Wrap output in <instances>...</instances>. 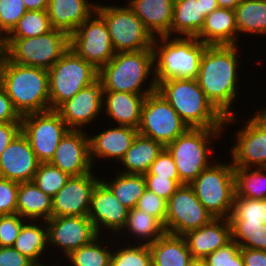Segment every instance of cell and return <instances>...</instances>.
<instances>
[{"label": "cell", "instance_id": "6da1fadb", "mask_svg": "<svg viewBox=\"0 0 266 266\" xmlns=\"http://www.w3.org/2000/svg\"><path fill=\"white\" fill-rule=\"evenodd\" d=\"M239 47L240 45H208L202 55L196 79L206 98L225 117L224 129L232 124H239L240 116L234 109L240 95L238 88L243 86L238 81L242 79V57H239L242 51Z\"/></svg>", "mask_w": 266, "mask_h": 266}, {"label": "cell", "instance_id": "7a4b0ae2", "mask_svg": "<svg viewBox=\"0 0 266 266\" xmlns=\"http://www.w3.org/2000/svg\"><path fill=\"white\" fill-rule=\"evenodd\" d=\"M0 84L21 117L50 110L48 70L23 66L5 56L0 60Z\"/></svg>", "mask_w": 266, "mask_h": 266}, {"label": "cell", "instance_id": "3957f363", "mask_svg": "<svg viewBox=\"0 0 266 266\" xmlns=\"http://www.w3.org/2000/svg\"><path fill=\"white\" fill-rule=\"evenodd\" d=\"M98 80L103 91L141 95L156 91L153 50L115 53L114 57L98 70Z\"/></svg>", "mask_w": 266, "mask_h": 266}, {"label": "cell", "instance_id": "277c9868", "mask_svg": "<svg viewBox=\"0 0 266 266\" xmlns=\"http://www.w3.org/2000/svg\"><path fill=\"white\" fill-rule=\"evenodd\" d=\"M208 45L196 37H155V86L170 79H197L200 62Z\"/></svg>", "mask_w": 266, "mask_h": 266}, {"label": "cell", "instance_id": "5b68a950", "mask_svg": "<svg viewBox=\"0 0 266 266\" xmlns=\"http://www.w3.org/2000/svg\"><path fill=\"white\" fill-rule=\"evenodd\" d=\"M156 90L189 128H224L225 117L206 98L196 79H170Z\"/></svg>", "mask_w": 266, "mask_h": 266}, {"label": "cell", "instance_id": "8992f818", "mask_svg": "<svg viewBox=\"0 0 266 266\" xmlns=\"http://www.w3.org/2000/svg\"><path fill=\"white\" fill-rule=\"evenodd\" d=\"M225 131L224 128H189L165 146L176 164L182 185H190L205 168L213 163L215 159L212 156L220 157V155L214 156L217 146L213 145L217 139L223 138Z\"/></svg>", "mask_w": 266, "mask_h": 266}, {"label": "cell", "instance_id": "52a82bcc", "mask_svg": "<svg viewBox=\"0 0 266 266\" xmlns=\"http://www.w3.org/2000/svg\"><path fill=\"white\" fill-rule=\"evenodd\" d=\"M215 161L190 184L200 203L214 218L229 219L235 197L232 161Z\"/></svg>", "mask_w": 266, "mask_h": 266}, {"label": "cell", "instance_id": "ba28073f", "mask_svg": "<svg viewBox=\"0 0 266 266\" xmlns=\"http://www.w3.org/2000/svg\"><path fill=\"white\" fill-rule=\"evenodd\" d=\"M5 56L12 62L49 70L70 48V35L62 30L30 38H4Z\"/></svg>", "mask_w": 266, "mask_h": 266}, {"label": "cell", "instance_id": "9c48e42d", "mask_svg": "<svg viewBox=\"0 0 266 266\" xmlns=\"http://www.w3.org/2000/svg\"><path fill=\"white\" fill-rule=\"evenodd\" d=\"M97 2L96 12L104 19L115 53L152 49L154 37L142 20L126 4L109 5Z\"/></svg>", "mask_w": 266, "mask_h": 266}, {"label": "cell", "instance_id": "30bf717a", "mask_svg": "<svg viewBox=\"0 0 266 266\" xmlns=\"http://www.w3.org/2000/svg\"><path fill=\"white\" fill-rule=\"evenodd\" d=\"M50 109L56 110L98 80V70L71 48L48 70Z\"/></svg>", "mask_w": 266, "mask_h": 266}, {"label": "cell", "instance_id": "8fae6325", "mask_svg": "<svg viewBox=\"0 0 266 266\" xmlns=\"http://www.w3.org/2000/svg\"><path fill=\"white\" fill-rule=\"evenodd\" d=\"M188 129L187 124L157 90L146 96L137 128L139 135L166 146Z\"/></svg>", "mask_w": 266, "mask_h": 266}, {"label": "cell", "instance_id": "7c38bea8", "mask_svg": "<svg viewBox=\"0 0 266 266\" xmlns=\"http://www.w3.org/2000/svg\"><path fill=\"white\" fill-rule=\"evenodd\" d=\"M69 130L56 110L30 113L21 118V131L40 163L51 161L58 144Z\"/></svg>", "mask_w": 266, "mask_h": 266}, {"label": "cell", "instance_id": "4fadbf2b", "mask_svg": "<svg viewBox=\"0 0 266 266\" xmlns=\"http://www.w3.org/2000/svg\"><path fill=\"white\" fill-rule=\"evenodd\" d=\"M70 48L97 70L115 55L107 25L96 11L70 35Z\"/></svg>", "mask_w": 266, "mask_h": 266}, {"label": "cell", "instance_id": "5bb4252c", "mask_svg": "<svg viewBox=\"0 0 266 266\" xmlns=\"http://www.w3.org/2000/svg\"><path fill=\"white\" fill-rule=\"evenodd\" d=\"M252 111V117L239 119L242 128L232 134L236 141H230L227 156L231 155L234 168H266V123Z\"/></svg>", "mask_w": 266, "mask_h": 266}, {"label": "cell", "instance_id": "9a60e30c", "mask_svg": "<svg viewBox=\"0 0 266 266\" xmlns=\"http://www.w3.org/2000/svg\"><path fill=\"white\" fill-rule=\"evenodd\" d=\"M214 217L200 203L190 185H181L167 201L166 233L183 236L208 223Z\"/></svg>", "mask_w": 266, "mask_h": 266}, {"label": "cell", "instance_id": "2e32d148", "mask_svg": "<svg viewBox=\"0 0 266 266\" xmlns=\"http://www.w3.org/2000/svg\"><path fill=\"white\" fill-rule=\"evenodd\" d=\"M46 225L48 250L54 248L55 251H60L58 255L62 252L60 255L64 258L99 236L88 216L51 217Z\"/></svg>", "mask_w": 266, "mask_h": 266}, {"label": "cell", "instance_id": "e0dca14e", "mask_svg": "<svg viewBox=\"0 0 266 266\" xmlns=\"http://www.w3.org/2000/svg\"><path fill=\"white\" fill-rule=\"evenodd\" d=\"M103 88L99 80L81 89L73 98L62 103L56 111L70 130H84L103 116Z\"/></svg>", "mask_w": 266, "mask_h": 266}, {"label": "cell", "instance_id": "ac0fdd59", "mask_svg": "<svg viewBox=\"0 0 266 266\" xmlns=\"http://www.w3.org/2000/svg\"><path fill=\"white\" fill-rule=\"evenodd\" d=\"M49 163L70 177L96 171L90 157L89 131L69 130L61 139Z\"/></svg>", "mask_w": 266, "mask_h": 266}, {"label": "cell", "instance_id": "d6986e66", "mask_svg": "<svg viewBox=\"0 0 266 266\" xmlns=\"http://www.w3.org/2000/svg\"><path fill=\"white\" fill-rule=\"evenodd\" d=\"M94 172L71 176L62 189L53 197V217L88 216L91 195L100 181Z\"/></svg>", "mask_w": 266, "mask_h": 266}, {"label": "cell", "instance_id": "ffe728a7", "mask_svg": "<svg viewBox=\"0 0 266 266\" xmlns=\"http://www.w3.org/2000/svg\"><path fill=\"white\" fill-rule=\"evenodd\" d=\"M127 215L128 209L119 203L112 191L100 180L92 192L88 213L97 233L104 235L106 230L107 238L110 232L111 236H117L125 226Z\"/></svg>", "mask_w": 266, "mask_h": 266}, {"label": "cell", "instance_id": "44dd1931", "mask_svg": "<svg viewBox=\"0 0 266 266\" xmlns=\"http://www.w3.org/2000/svg\"><path fill=\"white\" fill-rule=\"evenodd\" d=\"M39 164L28 138L21 131L0 155V176L18 183L30 182Z\"/></svg>", "mask_w": 266, "mask_h": 266}, {"label": "cell", "instance_id": "7402d4cb", "mask_svg": "<svg viewBox=\"0 0 266 266\" xmlns=\"http://www.w3.org/2000/svg\"><path fill=\"white\" fill-rule=\"evenodd\" d=\"M113 126L114 124L112 127L108 124L107 129L104 128V131H98L96 132L97 134H89L90 157L94 167H96V161H99L100 158L103 161L108 162V160L112 159L111 161L114 160L119 163L139 134L138 130L133 127Z\"/></svg>", "mask_w": 266, "mask_h": 266}, {"label": "cell", "instance_id": "603a6c76", "mask_svg": "<svg viewBox=\"0 0 266 266\" xmlns=\"http://www.w3.org/2000/svg\"><path fill=\"white\" fill-rule=\"evenodd\" d=\"M217 8V0L174 1L170 36L196 37L205 17Z\"/></svg>", "mask_w": 266, "mask_h": 266}, {"label": "cell", "instance_id": "cb8c5ba5", "mask_svg": "<svg viewBox=\"0 0 266 266\" xmlns=\"http://www.w3.org/2000/svg\"><path fill=\"white\" fill-rule=\"evenodd\" d=\"M183 237L194 259H205L232 240L229 219L214 218L210 223L187 232Z\"/></svg>", "mask_w": 266, "mask_h": 266}, {"label": "cell", "instance_id": "d4e9b609", "mask_svg": "<svg viewBox=\"0 0 266 266\" xmlns=\"http://www.w3.org/2000/svg\"><path fill=\"white\" fill-rule=\"evenodd\" d=\"M147 95L117 91H103V114L115 125L138 128L141 110Z\"/></svg>", "mask_w": 266, "mask_h": 266}, {"label": "cell", "instance_id": "484cf974", "mask_svg": "<svg viewBox=\"0 0 266 266\" xmlns=\"http://www.w3.org/2000/svg\"><path fill=\"white\" fill-rule=\"evenodd\" d=\"M97 2L90 0H49L47 14L54 29L71 35L96 11Z\"/></svg>", "mask_w": 266, "mask_h": 266}, {"label": "cell", "instance_id": "4316f807", "mask_svg": "<svg viewBox=\"0 0 266 266\" xmlns=\"http://www.w3.org/2000/svg\"><path fill=\"white\" fill-rule=\"evenodd\" d=\"M155 37L170 36L174 0H126V3Z\"/></svg>", "mask_w": 266, "mask_h": 266}, {"label": "cell", "instance_id": "83f0119b", "mask_svg": "<svg viewBox=\"0 0 266 266\" xmlns=\"http://www.w3.org/2000/svg\"><path fill=\"white\" fill-rule=\"evenodd\" d=\"M196 38L206 45H239L235 10L217 8L211 12Z\"/></svg>", "mask_w": 266, "mask_h": 266}, {"label": "cell", "instance_id": "f1b7e54d", "mask_svg": "<svg viewBox=\"0 0 266 266\" xmlns=\"http://www.w3.org/2000/svg\"><path fill=\"white\" fill-rule=\"evenodd\" d=\"M165 233L164 225L156 217L145 211L132 208L128 210L125 226L115 237H117L118 242L125 241V243L130 242V244L136 242V244L150 245ZM120 234L122 235L121 238L124 236L125 239L119 240ZM129 237L132 241L129 239L127 242Z\"/></svg>", "mask_w": 266, "mask_h": 266}, {"label": "cell", "instance_id": "f546056e", "mask_svg": "<svg viewBox=\"0 0 266 266\" xmlns=\"http://www.w3.org/2000/svg\"><path fill=\"white\" fill-rule=\"evenodd\" d=\"M16 213L26 220L47 221L53 217V198L32 181L19 183Z\"/></svg>", "mask_w": 266, "mask_h": 266}, {"label": "cell", "instance_id": "4dcf8cb0", "mask_svg": "<svg viewBox=\"0 0 266 266\" xmlns=\"http://www.w3.org/2000/svg\"><path fill=\"white\" fill-rule=\"evenodd\" d=\"M12 247L36 266L46 264L43 261L46 259L44 254L49 252L46 221L26 220Z\"/></svg>", "mask_w": 266, "mask_h": 266}, {"label": "cell", "instance_id": "1f68e13d", "mask_svg": "<svg viewBox=\"0 0 266 266\" xmlns=\"http://www.w3.org/2000/svg\"><path fill=\"white\" fill-rule=\"evenodd\" d=\"M164 148L162 143L138 134L119 162L123 170L116 172L144 175Z\"/></svg>", "mask_w": 266, "mask_h": 266}, {"label": "cell", "instance_id": "d6a6232c", "mask_svg": "<svg viewBox=\"0 0 266 266\" xmlns=\"http://www.w3.org/2000/svg\"><path fill=\"white\" fill-rule=\"evenodd\" d=\"M149 248L152 266H189L193 260L183 236L165 233Z\"/></svg>", "mask_w": 266, "mask_h": 266}, {"label": "cell", "instance_id": "836d02e7", "mask_svg": "<svg viewBox=\"0 0 266 266\" xmlns=\"http://www.w3.org/2000/svg\"><path fill=\"white\" fill-rule=\"evenodd\" d=\"M238 43L241 36L266 35V0H242L235 8Z\"/></svg>", "mask_w": 266, "mask_h": 266}, {"label": "cell", "instance_id": "e575fe53", "mask_svg": "<svg viewBox=\"0 0 266 266\" xmlns=\"http://www.w3.org/2000/svg\"><path fill=\"white\" fill-rule=\"evenodd\" d=\"M105 179H108V177L104 178V175L100 177V180L112 191L119 203L128 210L136 207L138 200L146 190L145 177L141 174L118 172L112 180L111 178Z\"/></svg>", "mask_w": 266, "mask_h": 266}, {"label": "cell", "instance_id": "d590c367", "mask_svg": "<svg viewBox=\"0 0 266 266\" xmlns=\"http://www.w3.org/2000/svg\"><path fill=\"white\" fill-rule=\"evenodd\" d=\"M103 238H106L105 235H99L91 243L85 246H81L79 249L70 252L65 258H63L64 260L67 258L66 261L63 260V262L68 263H63V265L65 266L68 264V266H111V256L113 249L115 248V244L112 241H107V238L105 240H101Z\"/></svg>", "mask_w": 266, "mask_h": 266}, {"label": "cell", "instance_id": "8d00e7d4", "mask_svg": "<svg viewBox=\"0 0 266 266\" xmlns=\"http://www.w3.org/2000/svg\"><path fill=\"white\" fill-rule=\"evenodd\" d=\"M234 178L236 197L266 198V168H234Z\"/></svg>", "mask_w": 266, "mask_h": 266}, {"label": "cell", "instance_id": "74e56055", "mask_svg": "<svg viewBox=\"0 0 266 266\" xmlns=\"http://www.w3.org/2000/svg\"><path fill=\"white\" fill-rule=\"evenodd\" d=\"M54 28L46 10L27 11L4 38H30L46 34Z\"/></svg>", "mask_w": 266, "mask_h": 266}, {"label": "cell", "instance_id": "f35d334b", "mask_svg": "<svg viewBox=\"0 0 266 266\" xmlns=\"http://www.w3.org/2000/svg\"><path fill=\"white\" fill-rule=\"evenodd\" d=\"M109 238V241L113 238V241L116 242L115 245H118L114 246L116 248L112 252L111 266H152L149 245L136 243L132 245L130 243H123L122 241L119 244L114 235L113 237L110 235Z\"/></svg>", "mask_w": 266, "mask_h": 266}, {"label": "cell", "instance_id": "ab89813d", "mask_svg": "<svg viewBox=\"0 0 266 266\" xmlns=\"http://www.w3.org/2000/svg\"><path fill=\"white\" fill-rule=\"evenodd\" d=\"M232 240L241 248L266 251V224L230 221Z\"/></svg>", "mask_w": 266, "mask_h": 266}, {"label": "cell", "instance_id": "60d3db41", "mask_svg": "<svg viewBox=\"0 0 266 266\" xmlns=\"http://www.w3.org/2000/svg\"><path fill=\"white\" fill-rule=\"evenodd\" d=\"M229 221L266 224V198L254 200L235 196Z\"/></svg>", "mask_w": 266, "mask_h": 266}, {"label": "cell", "instance_id": "b9f144b4", "mask_svg": "<svg viewBox=\"0 0 266 266\" xmlns=\"http://www.w3.org/2000/svg\"><path fill=\"white\" fill-rule=\"evenodd\" d=\"M70 176L51 163H40L32 182L45 194L53 198Z\"/></svg>", "mask_w": 266, "mask_h": 266}, {"label": "cell", "instance_id": "7bdbcfd3", "mask_svg": "<svg viewBox=\"0 0 266 266\" xmlns=\"http://www.w3.org/2000/svg\"><path fill=\"white\" fill-rule=\"evenodd\" d=\"M207 266H244L241 247L233 240L205 259Z\"/></svg>", "mask_w": 266, "mask_h": 266}, {"label": "cell", "instance_id": "ee69618b", "mask_svg": "<svg viewBox=\"0 0 266 266\" xmlns=\"http://www.w3.org/2000/svg\"><path fill=\"white\" fill-rule=\"evenodd\" d=\"M26 12L23 0H0V33L5 37Z\"/></svg>", "mask_w": 266, "mask_h": 266}, {"label": "cell", "instance_id": "f6af8a7d", "mask_svg": "<svg viewBox=\"0 0 266 266\" xmlns=\"http://www.w3.org/2000/svg\"><path fill=\"white\" fill-rule=\"evenodd\" d=\"M26 221L23 217L15 214L0 215V246L12 247L19 235L23 223Z\"/></svg>", "mask_w": 266, "mask_h": 266}, {"label": "cell", "instance_id": "bcb514c9", "mask_svg": "<svg viewBox=\"0 0 266 266\" xmlns=\"http://www.w3.org/2000/svg\"><path fill=\"white\" fill-rule=\"evenodd\" d=\"M135 208L145 211L146 213L156 217L163 225L165 224L167 201L148 189L145 190L142 197L138 200Z\"/></svg>", "mask_w": 266, "mask_h": 266}, {"label": "cell", "instance_id": "7dc6e473", "mask_svg": "<svg viewBox=\"0 0 266 266\" xmlns=\"http://www.w3.org/2000/svg\"><path fill=\"white\" fill-rule=\"evenodd\" d=\"M144 177H167L168 179L180 180L176 164L166 148L157 156Z\"/></svg>", "mask_w": 266, "mask_h": 266}, {"label": "cell", "instance_id": "c3c4849f", "mask_svg": "<svg viewBox=\"0 0 266 266\" xmlns=\"http://www.w3.org/2000/svg\"><path fill=\"white\" fill-rule=\"evenodd\" d=\"M19 183L0 176V215L15 214Z\"/></svg>", "mask_w": 266, "mask_h": 266}, {"label": "cell", "instance_id": "681fc988", "mask_svg": "<svg viewBox=\"0 0 266 266\" xmlns=\"http://www.w3.org/2000/svg\"><path fill=\"white\" fill-rule=\"evenodd\" d=\"M146 189L168 201V199L182 185L180 180L168 179L167 177H145Z\"/></svg>", "mask_w": 266, "mask_h": 266}, {"label": "cell", "instance_id": "f907efd6", "mask_svg": "<svg viewBox=\"0 0 266 266\" xmlns=\"http://www.w3.org/2000/svg\"><path fill=\"white\" fill-rule=\"evenodd\" d=\"M0 266H36L13 247L0 246Z\"/></svg>", "mask_w": 266, "mask_h": 266}, {"label": "cell", "instance_id": "816d5d0a", "mask_svg": "<svg viewBox=\"0 0 266 266\" xmlns=\"http://www.w3.org/2000/svg\"><path fill=\"white\" fill-rule=\"evenodd\" d=\"M21 118L5 88L0 84V123L21 122Z\"/></svg>", "mask_w": 266, "mask_h": 266}, {"label": "cell", "instance_id": "f5cc1de1", "mask_svg": "<svg viewBox=\"0 0 266 266\" xmlns=\"http://www.w3.org/2000/svg\"><path fill=\"white\" fill-rule=\"evenodd\" d=\"M21 132V122L0 123V155Z\"/></svg>", "mask_w": 266, "mask_h": 266}, {"label": "cell", "instance_id": "db71d44e", "mask_svg": "<svg viewBox=\"0 0 266 266\" xmlns=\"http://www.w3.org/2000/svg\"><path fill=\"white\" fill-rule=\"evenodd\" d=\"M244 266H266V251L241 248Z\"/></svg>", "mask_w": 266, "mask_h": 266}, {"label": "cell", "instance_id": "11a10c76", "mask_svg": "<svg viewBox=\"0 0 266 266\" xmlns=\"http://www.w3.org/2000/svg\"><path fill=\"white\" fill-rule=\"evenodd\" d=\"M49 0H23L27 9L30 10H47Z\"/></svg>", "mask_w": 266, "mask_h": 266}, {"label": "cell", "instance_id": "9f6ffc18", "mask_svg": "<svg viewBox=\"0 0 266 266\" xmlns=\"http://www.w3.org/2000/svg\"><path fill=\"white\" fill-rule=\"evenodd\" d=\"M241 1L242 0H217V3H218V8H227V9L235 10L237 5Z\"/></svg>", "mask_w": 266, "mask_h": 266}, {"label": "cell", "instance_id": "6f0895ef", "mask_svg": "<svg viewBox=\"0 0 266 266\" xmlns=\"http://www.w3.org/2000/svg\"><path fill=\"white\" fill-rule=\"evenodd\" d=\"M5 57L4 36L0 33V60Z\"/></svg>", "mask_w": 266, "mask_h": 266}, {"label": "cell", "instance_id": "680465c9", "mask_svg": "<svg viewBox=\"0 0 266 266\" xmlns=\"http://www.w3.org/2000/svg\"><path fill=\"white\" fill-rule=\"evenodd\" d=\"M189 266H207L204 259H194L190 262Z\"/></svg>", "mask_w": 266, "mask_h": 266}, {"label": "cell", "instance_id": "91938a15", "mask_svg": "<svg viewBox=\"0 0 266 266\" xmlns=\"http://www.w3.org/2000/svg\"><path fill=\"white\" fill-rule=\"evenodd\" d=\"M59 261H58V263L56 264V265H53V266H61V264H59L61 261V259H58ZM38 266H52V265H50V261H49V264L47 263V264H42V265H38ZM67 266V265H66Z\"/></svg>", "mask_w": 266, "mask_h": 266}]
</instances>
